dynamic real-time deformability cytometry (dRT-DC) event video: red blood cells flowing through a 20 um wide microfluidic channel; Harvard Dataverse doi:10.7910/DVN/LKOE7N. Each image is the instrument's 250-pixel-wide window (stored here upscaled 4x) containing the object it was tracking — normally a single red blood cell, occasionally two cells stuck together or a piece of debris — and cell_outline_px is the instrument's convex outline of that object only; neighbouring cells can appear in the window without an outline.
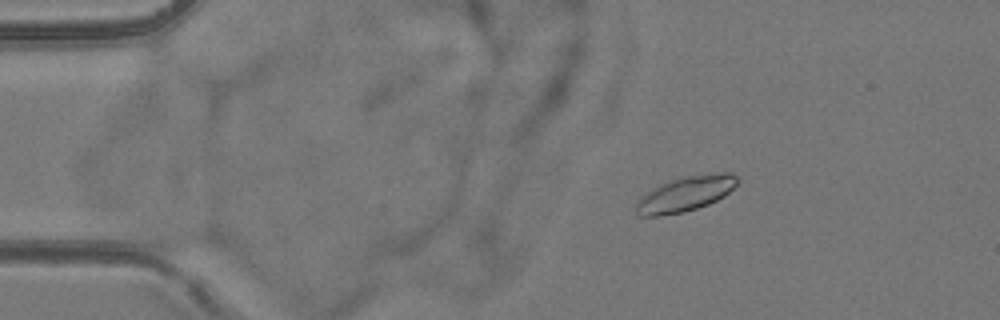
{"species": "common noctule bat (a hibernating species)", "species_latin": "Nyctalus noctula", "temperature_condition": "room temperature", "stored_images_in_passage": 65, "camera_frame_rate_fps": 3000, "um_per_image_px": 0.085, "animal": {"sex": "female", "body_mass_g": 24.6, "forearm_length_mm": 56.2}, "frame": {"image": 1, "passage_image": 10, "time_ms": 3.0, "image_size_px": [1000, 320], "cell_outline_px": [[740, 180], [724, 196], [708, 204], [684, 212], [656, 216], [640, 216], [636, 212], [636, 200], [640, 196], [652, 188], [660, 184], [684, 176], [720, 172], [732, 172]], "centroid_in_image_um": [58.25, 16.47], "position_along_channel_um": 26.8, "area_um2": 20.69}}
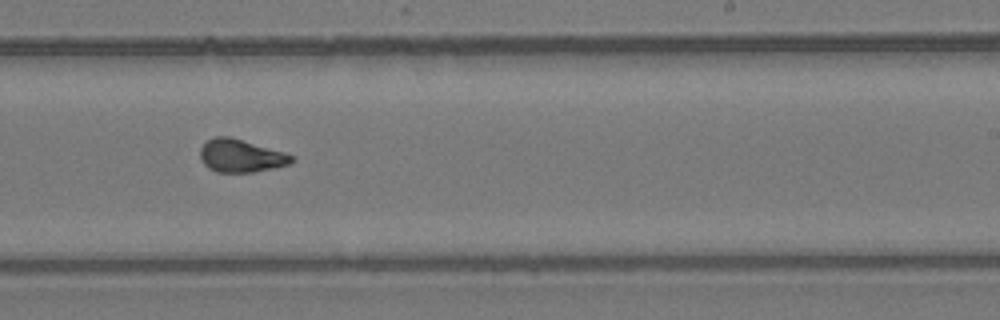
{"frame": {"image": 2, "passage_image": 37, "time_ms": 12.0, "image_size_px": [1000, 320], "cell_outline_px": [[296, 160], [292, 164], [252, 172], [216, 172], [208, 168], [200, 160], [200, 148], [208, 140], [216, 136], [228, 136], [284, 152], [292, 156]], "centroid_in_image_um": [20.47, 13.25], "position_along_channel_um": 268.5, "area_um2": 17.46}}
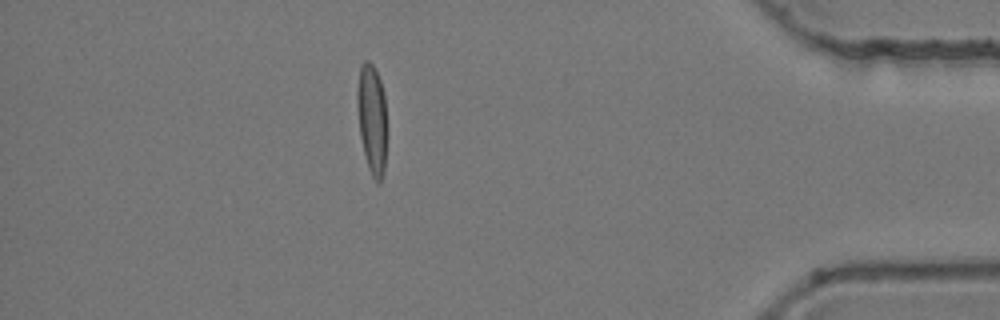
{"frame": {"image": 3, "passage_image": 56, "time_ms": 18.333, "image_size_px": [1000, 320], "cell_outline_px": [[384, 172], [380, 184], [376, 184], [368, 168], [360, 136], [356, 104], [356, 92], [360, 64], [364, 60], [368, 60], [372, 64], [380, 80], [384, 96]], "centroid_in_image_um": [31.56, 10.08], "position_along_channel_um": 403.6, "area_um2": 18.61}}